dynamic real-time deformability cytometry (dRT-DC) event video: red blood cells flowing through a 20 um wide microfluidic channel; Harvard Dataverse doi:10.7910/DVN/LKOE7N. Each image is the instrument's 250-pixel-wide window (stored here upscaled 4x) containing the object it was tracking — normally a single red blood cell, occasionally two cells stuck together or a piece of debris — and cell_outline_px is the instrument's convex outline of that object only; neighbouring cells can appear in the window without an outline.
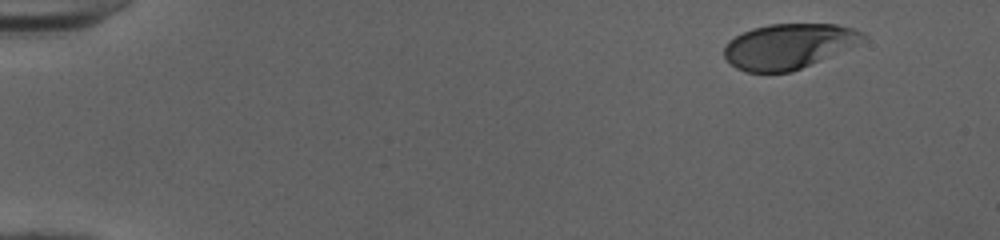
{"species": "human", "species_latin": "Homo sapiens", "temperature_condition": "cold", "stored_images_in_passage": 48, "camera_frame_rate_fps": 3000, "um_per_image_px": 0.085, "donor": {"sex": "female"}, "frame": {"image": 1, "passage_image": 1, "time_ms": 0.0, "image_size_px": [1000, 240], "cell_outline_px": [[868, 36], [864, 40], [856, 44], [820, 60], [792, 72], [748, 72], [736, 68], [724, 56], [724, 48], [728, 40], [752, 28], [768, 24], [836, 24], [852, 28], [864, 32]], "centroid_in_image_um": [67.01, 3.92], "position_along_channel_um": 18.0, "area_um2": 36.18}}
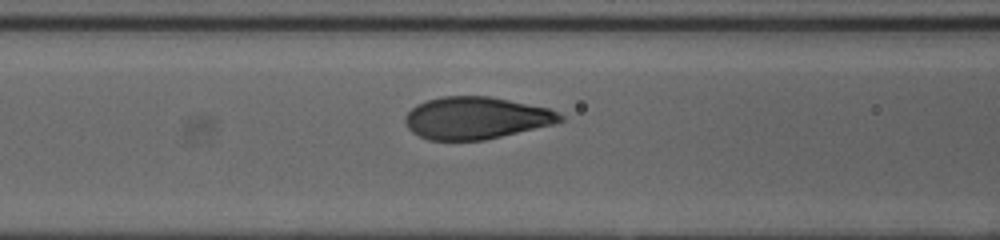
{"frame": {"image": 2, "passage_image": 19, "time_ms": 6.0, "image_size_px": [1000, 240], "cell_outline_px": [[564, 120], [556, 124], [484, 140], [428, 140], [412, 132], [408, 128], [404, 120], [404, 116], [416, 104], [428, 100], [444, 96], [488, 96], [548, 108], [564, 116]], "centroid_in_image_um": [40.46, 10.03], "position_along_channel_um": 126.1, "area_um2": 38.03}}
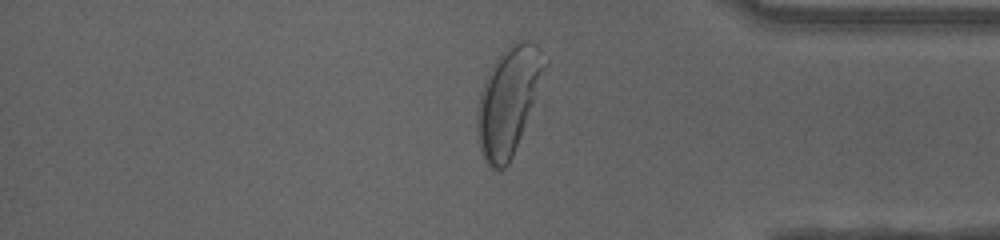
{"frame": {"image": 3, "passage_image": 40, "time_ms": 13.0, "image_size_px": [1000, 240], "cell_outline_px": [[548, 64], [520, 136], [512, 156], [508, 164], [504, 168], [496, 172], [484, 160], [480, 148], [476, 132], [476, 112], [484, 80], [492, 64], [500, 52], [508, 44], [516, 40], [528, 40], [536, 44], [548, 60]], "centroid_in_image_um": [43.19, 8.52], "position_along_channel_um": 392.0, "area_um2": 42.14}, "authors_computed_cell_mechanics": {"area_um2": 38.7549, "velocity_mm_per_s": 3.9917, "shape_relaxation_time_tau1_ms": 2.4329, "shape_relaxation_time_tau2_ms": null, "deformation_change_tau1": 0.1602, "deformation_change_tau2": null}}